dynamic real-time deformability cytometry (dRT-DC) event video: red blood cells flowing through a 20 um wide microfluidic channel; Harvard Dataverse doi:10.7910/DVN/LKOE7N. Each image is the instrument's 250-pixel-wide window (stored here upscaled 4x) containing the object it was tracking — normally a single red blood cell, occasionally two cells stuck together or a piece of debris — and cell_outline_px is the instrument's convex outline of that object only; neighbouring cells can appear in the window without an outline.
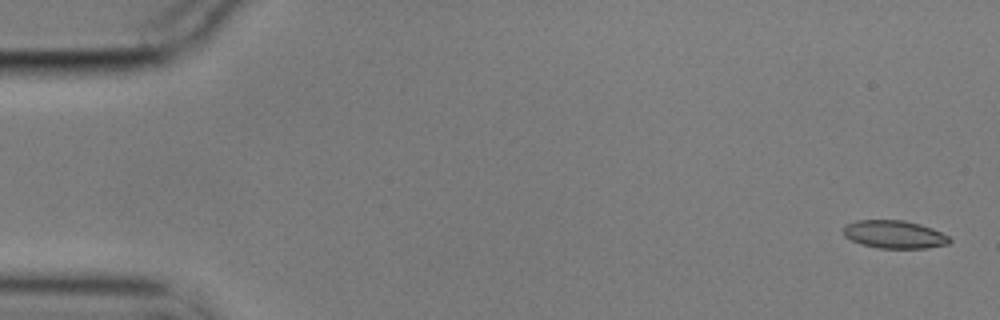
{"species": "common noctule bat (a hibernating species)", "species_latin": "Nyctalus noctula", "temperature_condition": "cold", "stored_images_in_passage": 6, "camera_frame_rate_fps": 3000, "um_per_image_px": 0.085, "animal": {"sex": "male", "body_mass_g": 17.9}, "frame": {"image": 1, "passage_image": 2, "time_ms": 0.333, "image_size_px": [1000, 320], "cell_outline_px": [[952, 240], [948, 244], [924, 248], [876, 248], [860, 244], [844, 236], [844, 224], [856, 220], [904, 220], [920, 224], [932, 228], [948, 236]], "centroid_in_image_um": [75.99, 19.92], "position_along_channel_um": 9.0, "area_um2": 17.34}}